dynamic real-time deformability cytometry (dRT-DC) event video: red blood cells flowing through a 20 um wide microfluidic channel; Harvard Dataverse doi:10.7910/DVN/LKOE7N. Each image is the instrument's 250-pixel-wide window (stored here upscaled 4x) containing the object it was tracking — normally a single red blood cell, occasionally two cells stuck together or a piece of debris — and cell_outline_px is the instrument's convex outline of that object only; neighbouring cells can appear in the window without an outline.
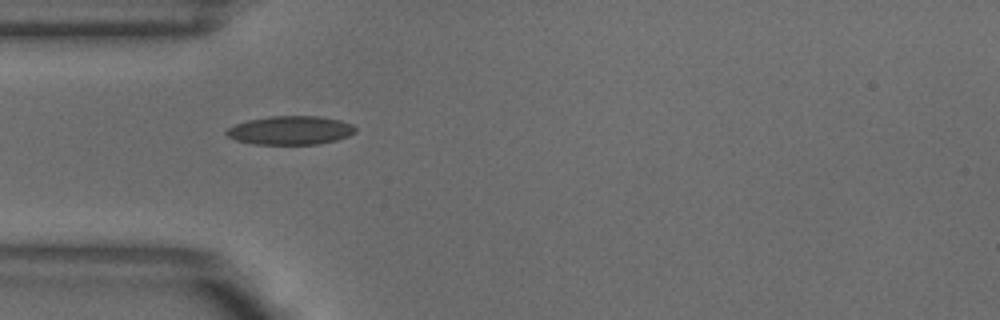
{"species": "common noctule bat (a hibernating species)", "species_latin": "Nyctalus noctula", "temperature_condition": "warm", "stored_images_in_passage": 1, "camera_frame_rate_fps": 3000, "um_per_image_px": 0.085, "animal": {"sex": "male", "body_mass_g": 18.8}, "frame": {"image": 1, "passage_image": 1, "time_ms": 0.0, "image_size_px": [1000, 320], "cell_outline_px": [[356, 132], [348, 136], [336, 140], [316, 144], [252, 144], [236, 140], [228, 136], [224, 132], [228, 128], [236, 124], [248, 120], [268, 116], [316, 116], [340, 120], [352, 124], [356, 128]], "centroid_in_image_um": [24.68, 11.07], "position_along_channel_um": 60.3, "area_um2": 21.5}}